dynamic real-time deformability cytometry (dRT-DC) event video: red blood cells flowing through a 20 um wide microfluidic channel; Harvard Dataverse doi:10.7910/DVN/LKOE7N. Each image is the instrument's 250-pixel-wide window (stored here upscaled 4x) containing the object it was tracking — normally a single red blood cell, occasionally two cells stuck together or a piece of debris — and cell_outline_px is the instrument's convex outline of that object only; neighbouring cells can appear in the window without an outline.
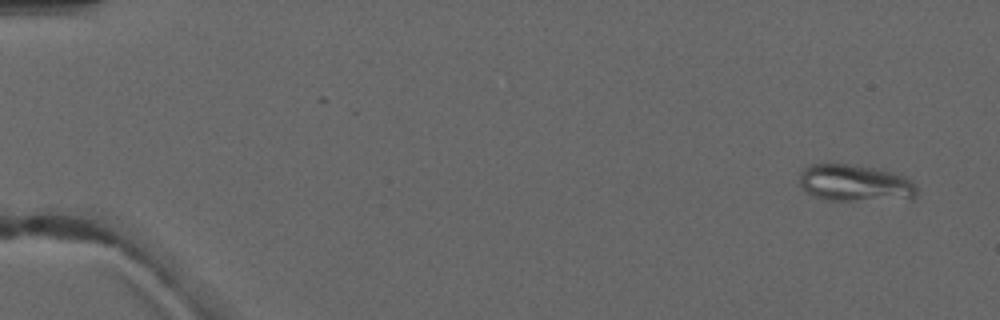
{"species": "common noctule bat (a hibernating species)", "species_latin": "Nyctalus noctula", "temperature_condition": "warm", "stored_images_in_passage": 6, "camera_frame_rate_fps": 3000, "um_per_image_px": 0.085, "animal": {"sex": "male", "forearm_length_mm": 52.5}, "frame": {"image": 1, "passage_image": 1, "time_ms": 0.0, "image_size_px": [1000, 320], "cell_outline_px": [[916, 196], [912, 200], [824, 200], [812, 196], [800, 184], [800, 172], [804, 168], [812, 164], [856, 164], [884, 168], [904, 176], [912, 180], [916, 184]], "centroid_in_image_um": [72.75, 15.56], "position_along_channel_um": 12.2, "area_um2": 25.89}}
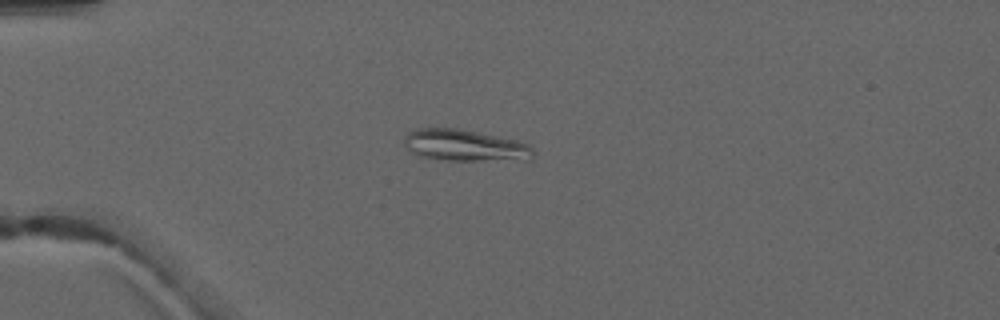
{"frame": {"image": 2, "passage_image": 4, "time_ms": 3.667, "image_size_px": [1000, 320], "cell_outline_px": [[536, 156], [528, 160], [444, 160], [424, 156], [408, 148], [404, 144], [404, 136], [408, 132], [416, 128], [456, 128], [520, 140], [528, 144], [536, 152]], "centroid_in_image_um": [39.61, 12.35], "position_along_channel_um": 45.4, "area_um2": 23.76}}